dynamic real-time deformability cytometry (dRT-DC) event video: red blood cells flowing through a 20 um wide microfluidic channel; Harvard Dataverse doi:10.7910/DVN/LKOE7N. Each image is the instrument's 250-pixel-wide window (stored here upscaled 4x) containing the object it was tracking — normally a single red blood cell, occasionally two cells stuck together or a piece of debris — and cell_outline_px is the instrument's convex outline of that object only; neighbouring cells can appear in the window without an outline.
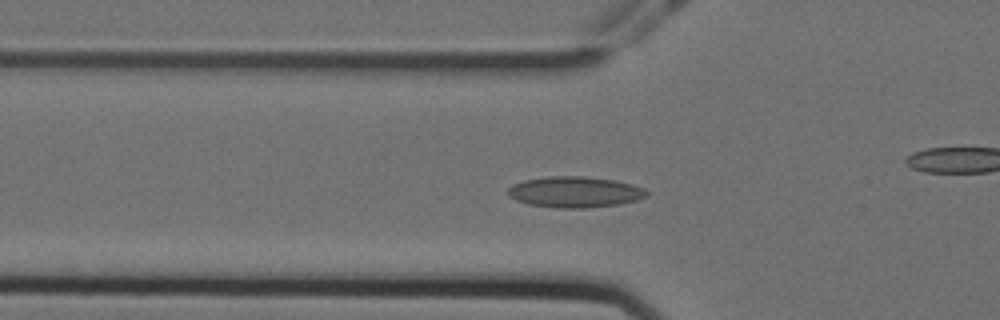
{"species": "Egyptian fruit bat (a non-hibernating species)", "species_latin": "Rousettus aegyptiacus", "temperature_condition": "cold", "stored_images_in_passage": 59, "camera_frame_rate_fps": 3000, "um_per_image_px": 0.085, "animal": {"sex": "female"}, "frame": {"image": 1, "passage_image": 20, "time_ms": 6.333, "image_size_px": [1000, 320], "cell_outline_px": [[648, 196], [636, 200], [620, 204], [584, 208], [556, 208], [528, 204], [516, 200], [508, 196], [508, 188], [512, 184], [524, 180], [548, 176], [584, 176], [616, 180], [632, 184], [644, 188], [648, 192]], "centroid_in_image_um": [48.86, 16.32], "position_along_channel_um": 76.9, "area_um2": 25.2}}
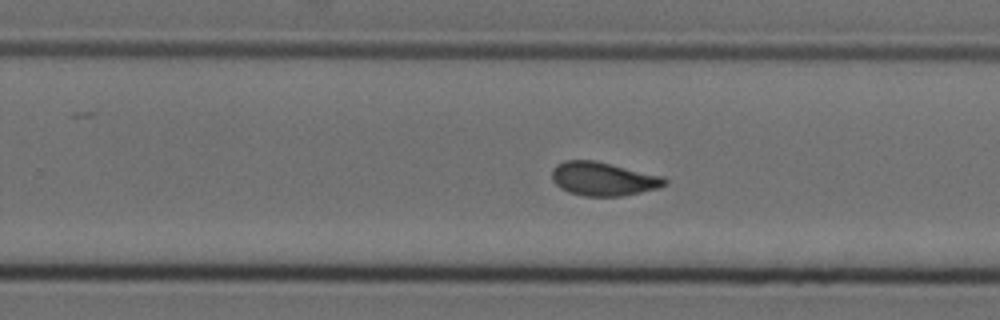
{"frame": {"image": 2, "passage_image": 37, "time_ms": 12.0, "image_size_px": [1000, 320], "cell_outline_px": [[668, 184], [656, 188], [640, 192], [620, 196], [584, 196], [568, 192], [560, 188], [552, 180], [552, 168], [556, 164], [564, 160], [592, 160], [664, 176], [668, 180]], "centroid_in_image_um": [51.25, 15.2], "position_along_channel_um": 278.5, "area_um2": 22.08}}
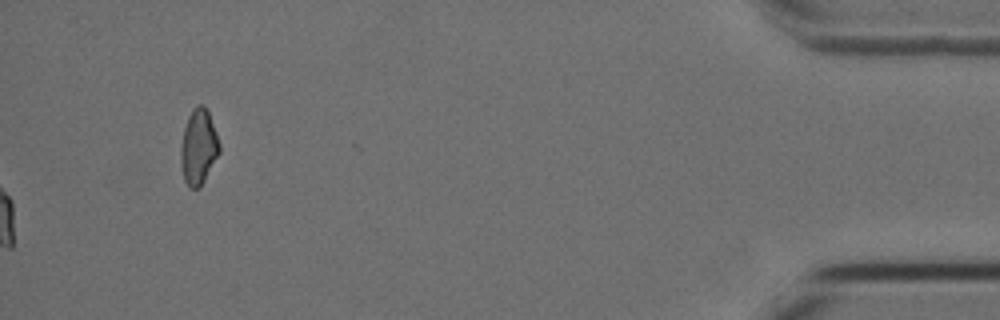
{"frame": {"image": 3, "passage_image": 59, "time_ms": 19.333, "image_size_px": [1000, 320], "cell_outline_px": [[220, 152], [200, 188], [188, 188], [184, 180], [180, 164], [180, 148], [184, 128], [188, 116], [200, 104], [204, 104], [208, 112], [216, 132], [220, 144]], "centroid_in_image_um": [16.87, 12.54], "position_along_channel_um": 418.3, "area_um2": 16.94}, "authors_computed_cell_mechanics": {"area_um2": 22.0218, "velocity_mm_per_s": 3.5538, "shape_relaxation_time_tau1_ms": null, "shape_relaxation_time_tau2_ms": 2.0092, "deformation_change_tau1": null, "deformation_change_tau2": 0.0774}}